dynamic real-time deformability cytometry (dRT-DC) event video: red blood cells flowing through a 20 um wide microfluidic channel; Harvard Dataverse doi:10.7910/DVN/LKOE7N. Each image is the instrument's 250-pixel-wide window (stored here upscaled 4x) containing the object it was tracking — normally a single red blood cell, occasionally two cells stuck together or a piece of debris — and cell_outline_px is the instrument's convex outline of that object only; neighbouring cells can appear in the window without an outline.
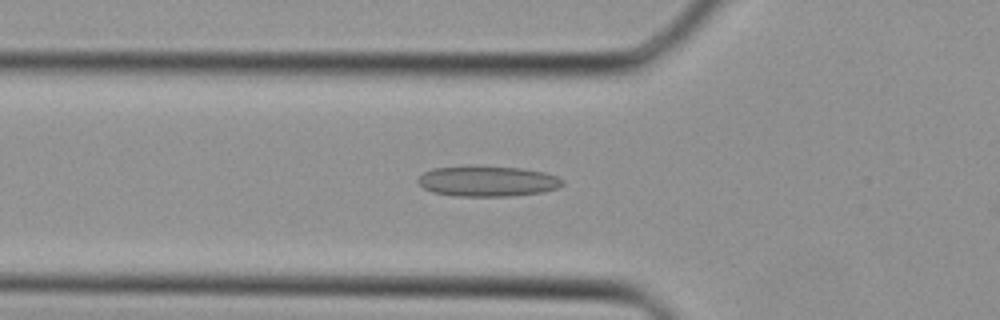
{"species": "Egyptian fruit bat (a non-hibernating species)", "species_latin": "Rousettus aegyptiacus", "temperature_condition": "cold", "stored_images_in_passage": 36, "camera_frame_rate_fps": 3000, "um_per_image_px": 0.085, "animal": {"sex": "female"}, "frame": {"image": 1, "passage_image": 12, "time_ms": 3.667, "image_size_px": [1000, 320], "cell_outline_px": [[564, 184], [556, 188], [540, 192], [512, 196], [456, 196], [432, 192], [424, 188], [416, 180], [424, 172], [432, 168], [520, 168], [544, 172], [556, 176], [564, 180]], "centroid_in_image_um": [41.45, 15.43], "position_along_channel_um": 84.3, "area_um2": 24.85}}
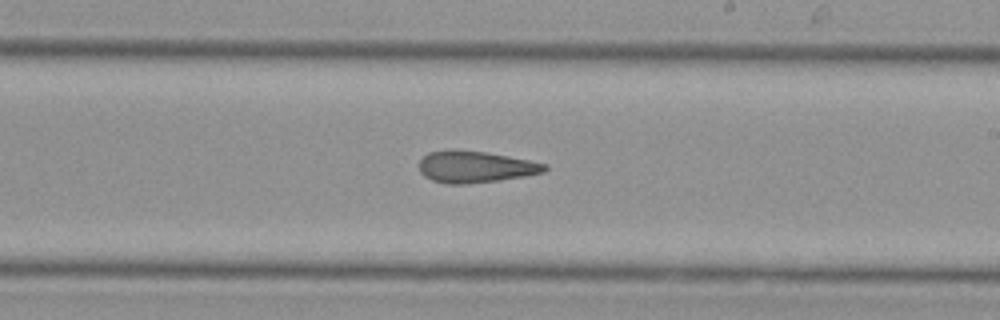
{"frame": {"image": 2, "passage_image": 21, "time_ms": 6.667, "image_size_px": [1000, 320], "cell_outline_px": [[548, 168], [544, 172], [524, 176], [500, 180], [464, 184], [448, 184], [432, 180], [424, 176], [420, 172], [420, 160], [428, 152], [452, 148], [484, 152], [508, 156], [548, 164]], "centroid_in_image_um": [40.38, 14.17], "position_along_channel_um": 248.6, "area_um2": 23.24}}
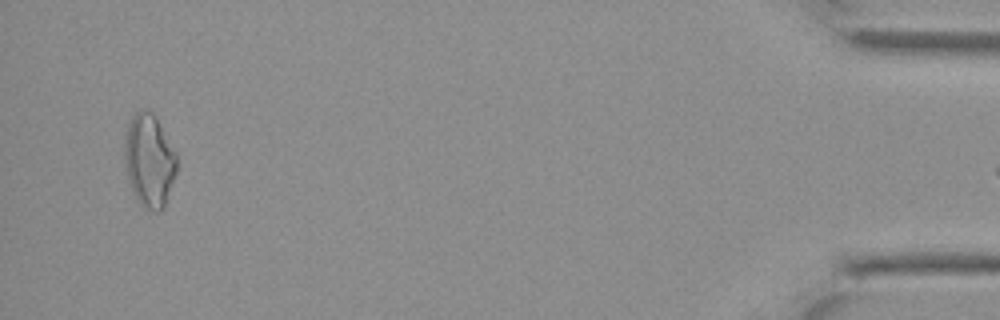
{"frame": {"image": 3, "passage_image": 35, "time_ms": 11.333, "image_size_px": [1000, 320], "cell_outline_px": [[176, 172], [164, 208], [160, 212], [156, 212], [144, 208], [136, 200], [132, 192], [124, 160], [124, 140], [128, 124], [132, 116], [140, 108], [152, 112], [176, 152]], "centroid_in_image_um": [12.67, 13.67], "position_along_channel_um": 422.5, "area_um2": 28.32}}